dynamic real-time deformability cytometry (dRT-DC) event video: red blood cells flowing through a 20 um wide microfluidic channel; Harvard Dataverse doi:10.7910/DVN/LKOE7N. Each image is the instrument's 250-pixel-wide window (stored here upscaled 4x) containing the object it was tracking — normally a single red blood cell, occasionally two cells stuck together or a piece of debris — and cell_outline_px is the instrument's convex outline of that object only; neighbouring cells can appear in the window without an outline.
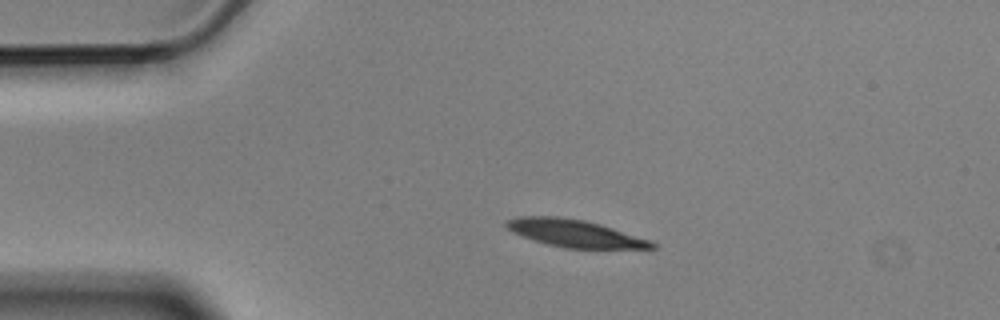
{"species": "Egyptian fruit bat (a non-hibernating species)", "species_latin": "Rousettus aegyptiacus", "temperature_condition": "cold", "stored_images_in_passage": 3, "camera_frame_rate_fps": 3000, "um_per_image_px": 0.085, "animal": {"sex": "male"}, "frame": {"image": 1, "passage_image": 2, "time_ms": 0.333, "image_size_px": [1000, 320], "cell_outline_px": [[656, 248], [564, 248], [548, 244], [512, 232], [504, 224], [508, 220], [516, 216], [556, 216], [584, 220], [600, 224], [648, 240], [656, 244]], "centroid_in_image_um": [48.81, 19.82], "position_along_channel_um": 36.2, "area_um2": 22.72}}